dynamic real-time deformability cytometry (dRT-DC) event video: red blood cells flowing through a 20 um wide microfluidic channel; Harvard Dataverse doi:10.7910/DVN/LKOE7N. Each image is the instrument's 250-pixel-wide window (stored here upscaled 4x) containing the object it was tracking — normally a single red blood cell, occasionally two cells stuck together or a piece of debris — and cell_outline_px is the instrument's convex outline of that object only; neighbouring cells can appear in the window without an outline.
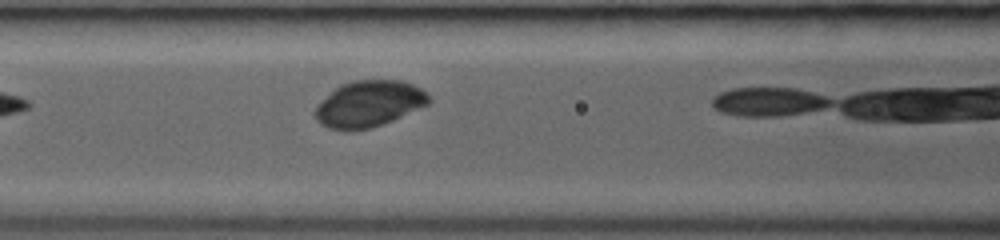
{"species": "common noctule bat (a hibernating species)", "species_latin": "Nyctalus noctula", "temperature_condition": "room temperature", "stored_images_in_passage": 10, "camera_frame_rate_fps": 3000, "um_per_image_px": 0.085, "animal": {"sex": "female", "body_mass_g": 19.0, "forearm_length_mm": 53.3}, "frame": {"image": 1, "passage_image": 10, "time_ms": 3.667, "image_size_px": [1000, 240], "cell_outline_px": [[432, 100], [428, 104], [392, 120], [372, 128], [352, 132], [348, 132], [328, 128], [320, 124], [316, 120], [316, 104], [340, 84], [352, 80], [400, 80], [412, 84], [428, 92]], "centroid_in_image_um": [31.34, 8.84], "position_along_channel_um": 135.3, "area_um2": 30.98}}